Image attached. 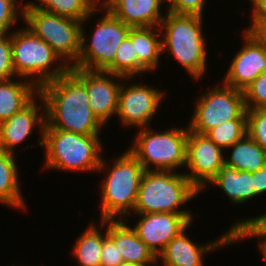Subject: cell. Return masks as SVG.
<instances>
[{
    "label": "cell",
    "mask_w": 266,
    "mask_h": 266,
    "mask_svg": "<svg viewBox=\"0 0 266 266\" xmlns=\"http://www.w3.org/2000/svg\"><path fill=\"white\" fill-rule=\"evenodd\" d=\"M20 3L18 0H0V35L12 32L17 20L22 19L23 22L24 13Z\"/></svg>",
    "instance_id": "31"
},
{
    "label": "cell",
    "mask_w": 266,
    "mask_h": 266,
    "mask_svg": "<svg viewBox=\"0 0 266 266\" xmlns=\"http://www.w3.org/2000/svg\"><path fill=\"white\" fill-rule=\"evenodd\" d=\"M166 0H111L105 8L130 27H160Z\"/></svg>",
    "instance_id": "18"
},
{
    "label": "cell",
    "mask_w": 266,
    "mask_h": 266,
    "mask_svg": "<svg viewBox=\"0 0 266 266\" xmlns=\"http://www.w3.org/2000/svg\"><path fill=\"white\" fill-rule=\"evenodd\" d=\"M35 1V0H34ZM37 2H33L30 0V2H22V10H34V9H43L50 0H36ZM39 3V4H38Z\"/></svg>",
    "instance_id": "40"
},
{
    "label": "cell",
    "mask_w": 266,
    "mask_h": 266,
    "mask_svg": "<svg viewBox=\"0 0 266 266\" xmlns=\"http://www.w3.org/2000/svg\"><path fill=\"white\" fill-rule=\"evenodd\" d=\"M138 221L132 229L158 255L168 243L193 223V214L149 213L135 214Z\"/></svg>",
    "instance_id": "16"
},
{
    "label": "cell",
    "mask_w": 266,
    "mask_h": 266,
    "mask_svg": "<svg viewBox=\"0 0 266 266\" xmlns=\"http://www.w3.org/2000/svg\"><path fill=\"white\" fill-rule=\"evenodd\" d=\"M16 79L0 81V123L24 108L39 93L32 81L21 77Z\"/></svg>",
    "instance_id": "22"
},
{
    "label": "cell",
    "mask_w": 266,
    "mask_h": 266,
    "mask_svg": "<svg viewBox=\"0 0 266 266\" xmlns=\"http://www.w3.org/2000/svg\"><path fill=\"white\" fill-rule=\"evenodd\" d=\"M46 105L44 129L100 135L105 127L89 105L85 84L69 69L39 88Z\"/></svg>",
    "instance_id": "1"
},
{
    "label": "cell",
    "mask_w": 266,
    "mask_h": 266,
    "mask_svg": "<svg viewBox=\"0 0 266 266\" xmlns=\"http://www.w3.org/2000/svg\"><path fill=\"white\" fill-rule=\"evenodd\" d=\"M132 44L138 56V76L159 68L163 54L160 27H132Z\"/></svg>",
    "instance_id": "20"
},
{
    "label": "cell",
    "mask_w": 266,
    "mask_h": 266,
    "mask_svg": "<svg viewBox=\"0 0 266 266\" xmlns=\"http://www.w3.org/2000/svg\"><path fill=\"white\" fill-rule=\"evenodd\" d=\"M118 266H140V265L132 264V263H128V262H122Z\"/></svg>",
    "instance_id": "43"
},
{
    "label": "cell",
    "mask_w": 266,
    "mask_h": 266,
    "mask_svg": "<svg viewBox=\"0 0 266 266\" xmlns=\"http://www.w3.org/2000/svg\"><path fill=\"white\" fill-rule=\"evenodd\" d=\"M253 183L256 192V198L266 193V168H261L253 172Z\"/></svg>",
    "instance_id": "37"
},
{
    "label": "cell",
    "mask_w": 266,
    "mask_h": 266,
    "mask_svg": "<svg viewBox=\"0 0 266 266\" xmlns=\"http://www.w3.org/2000/svg\"><path fill=\"white\" fill-rule=\"evenodd\" d=\"M23 22L45 41L69 67H74L80 54L82 21L53 14L44 9L23 10Z\"/></svg>",
    "instance_id": "9"
},
{
    "label": "cell",
    "mask_w": 266,
    "mask_h": 266,
    "mask_svg": "<svg viewBox=\"0 0 266 266\" xmlns=\"http://www.w3.org/2000/svg\"><path fill=\"white\" fill-rule=\"evenodd\" d=\"M96 7H105L111 0H90Z\"/></svg>",
    "instance_id": "41"
},
{
    "label": "cell",
    "mask_w": 266,
    "mask_h": 266,
    "mask_svg": "<svg viewBox=\"0 0 266 266\" xmlns=\"http://www.w3.org/2000/svg\"><path fill=\"white\" fill-rule=\"evenodd\" d=\"M128 223V219L107 220V236L116 245L124 262L140 266L152 262L157 256Z\"/></svg>",
    "instance_id": "19"
},
{
    "label": "cell",
    "mask_w": 266,
    "mask_h": 266,
    "mask_svg": "<svg viewBox=\"0 0 266 266\" xmlns=\"http://www.w3.org/2000/svg\"><path fill=\"white\" fill-rule=\"evenodd\" d=\"M43 169L97 173L103 156L100 135H83L59 129H44Z\"/></svg>",
    "instance_id": "4"
},
{
    "label": "cell",
    "mask_w": 266,
    "mask_h": 266,
    "mask_svg": "<svg viewBox=\"0 0 266 266\" xmlns=\"http://www.w3.org/2000/svg\"><path fill=\"white\" fill-rule=\"evenodd\" d=\"M17 154L0 149V203L15 210L26 211L21 185L19 186Z\"/></svg>",
    "instance_id": "23"
},
{
    "label": "cell",
    "mask_w": 266,
    "mask_h": 266,
    "mask_svg": "<svg viewBox=\"0 0 266 266\" xmlns=\"http://www.w3.org/2000/svg\"><path fill=\"white\" fill-rule=\"evenodd\" d=\"M198 96L194 104L189 129L205 134L209 129L232 119H247L243 91L225 85L222 81Z\"/></svg>",
    "instance_id": "10"
},
{
    "label": "cell",
    "mask_w": 266,
    "mask_h": 266,
    "mask_svg": "<svg viewBox=\"0 0 266 266\" xmlns=\"http://www.w3.org/2000/svg\"><path fill=\"white\" fill-rule=\"evenodd\" d=\"M247 134V119H232L209 129L205 135L223 151ZM227 148V149H226Z\"/></svg>",
    "instance_id": "27"
},
{
    "label": "cell",
    "mask_w": 266,
    "mask_h": 266,
    "mask_svg": "<svg viewBox=\"0 0 266 266\" xmlns=\"http://www.w3.org/2000/svg\"><path fill=\"white\" fill-rule=\"evenodd\" d=\"M247 134L266 151V109H246Z\"/></svg>",
    "instance_id": "30"
},
{
    "label": "cell",
    "mask_w": 266,
    "mask_h": 266,
    "mask_svg": "<svg viewBox=\"0 0 266 266\" xmlns=\"http://www.w3.org/2000/svg\"><path fill=\"white\" fill-rule=\"evenodd\" d=\"M221 188L225 196L236 205H243L255 199L256 192L253 183V172L238 171L225 165L217 175L208 183Z\"/></svg>",
    "instance_id": "21"
},
{
    "label": "cell",
    "mask_w": 266,
    "mask_h": 266,
    "mask_svg": "<svg viewBox=\"0 0 266 266\" xmlns=\"http://www.w3.org/2000/svg\"><path fill=\"white\" fill-rule=\"evenodd\" d=\"M249 239V238H256L257 239V243H258V247H259V250L261 251L260 253H262L261 255L264 256L265 258V261H266V238H262V237H233V245L242 240H245V239Z\"/></svg>",
    "instance_id": "39"
},
{
    "label": "cell",
    "mask_w": 266,
    "mask_h": 266,
    "mask_svg": "<svg viewBox=\"0 0 266 266\" xmlns=\"http://www.w3.org/2000/svg\"><path fill=\"white\" fill-rule=\"evenodd\" d=\"M122 77L138 76V56L135 54L134 45L132 44V27L129 35L121 42L116 50L114 62L105 70Z\"/></svg>",
    "instance_id": "26"
},
{
    "label": "cell",
    "mask_w": 266,
    "mask_h": 266,
    "mask_svg": "<svg viewBox=\"0 0 266 266\" xmlns=\"http://www.w3.org/2000/svg\"><path fill=\"white\" fill-rule=\"evenodd\" d=\"M112 163L110 166L108 161L102 158L97 170V173L108 171L104 173L106 175L100 185L99 220H124L133 213L140 182L145 172L141 163L128 149L117 156Z\"/></svg>",
    "instance_id": "3"
},
{
    "label": "cell",
    "mask_w": 266,
    "mask_h": 266,
    "mask_svg": "<svg viewBox=\"0 0 266 266\" xmlns=\"http://www.w3.org/2000/svg\"><path fill=\"white\" fill-rule=\"evenodd\" d=\"M230 149V156L228 153L224 157L226 167L252 173L266 165V151L248 134L230 146L228 150Z\"/></svg>",
    "instance_id": "24"
},
{
    "label": "cell",
    "mask_w": 266,
    "mask_h": 266,
    "mask_svg": "<svg viewBox=\"0 0 266 266\" xmlns=\"http://www.w3.org/2000/svg\"><path fill=\"white\" fill-rule=\"evenodd\" d=\"M243 93L246 109H266V71L262 72Z\"/></svg>",
    "instance_id": "32"
},
{
    "label": "cell",
    "mask_w": 266,
    "mask_h": 266,
    "mask_svg": "<svg viewBox=\"0 0 266 266\" xmlns=\"http://www.w3.org/2000/svg\"><path fill=\"white\" fill-rule=\"evenodd\" d=\"M202 22V16L166 11L160 24L162 53H170L195 81L202 80L208 70V49Z\"/></svg>",
    "instance_id": "2"
},
{
    "label": "cell",
    "mask_w": 266,
    "mask_h": 266,
    "mask_svg": "<svg viewBox=\"0 0 266 266\" xmlns=\"http://www.w3.org/2000/svg\"><path fill=\"white\" fill-rule=\"evenodd\" d=\"M11 44L16 77L28 79L38 88L70 69L45 41L26 26L11 32Z\"/></svg>",
    "instance_id": "7"
},
{
    "label": "cell",
    "mask_w": 266,
    "mask_h": 266,
    "mask_svg": "<svg viewBox=\"0 0 266 266\" xmlns=\"http://www.w3.org/2000/svg\"><path fill=\"white\" fill-rule=\"evenodd\" d=\"M45 124L46 105L44 98L38 93L24 108L0 123V149L16 154V147L19 148L21 143L32 136L36 126L40 128L39 145L43 149Z\"/></svg>",
    "instance_id": "14"
},
{
    "label": "cell",
    "mask_w": 266,
    "mask_h": 266,
    "mask_svg": "<svg viewBox=\"0 0 266 266\" xmlns=\"http://www.w3.org/2000/svg\"><path fill=\"white\" fill-rule=\"evenodd\" d=\"M130 79L131 77H124L121 83L116 116H119L120 123L126 128L150 127L151 121L163 103L166 92L160 91V88L155 86H149L147 83L143 85V82H133L126 86L124 81Z\"/></svg>",
    "instance_id": "11"
},
{
    "label": "cell",
    "mask_w": 266,
    "mask_h": 266,
    "mask_svg": "<svg viewBox=\"0 0 266 266\" xmlns=\"http://www.w3.org/2000/svg\"><path fill=\"white\" fill-rule=\"evenodd\" d=\"M99 9V10H98ZM103 10V16L94 23L96 26L90 36L85 31L88 20L92 19V15L96 11ZM87 21V23H86ZM85 25V26H83ZM131 27L119 20L105 7H96L88 18L82 22L80 54L78 62L74 67L105 71L113 62L116 55V50L121 42L129 35ZM86 32V33H85Z\"/></svg>",
    "instance_id": "8"
},
{
    "label": "cell",
    "mask_w": 266,
    "mask_h": 266,
    "mask_svg": "<svg viewBox=\"0 0 266 266\" xmlns=\"http://www.w3.org/2000/svg\"><path fill=\"white\" fill-rule=\"evenodd\" d=\"M151 127L139 128L128 148L130 153L145 171L178 172L183 166L185 168L189 126L171 127L166 131Z\"/></svg>",
    "instance_id": "6"
},
{
    "label": "cell",
    "mask_w": 266,
    "mask_h": 266,
    "mask_svg": "<svg viewBox=\"0 0 266 266\" xmlns=\"http://www.w3.org/2000/svg\"><path fill=\"white\" fill-rule=\"evenodd\" d=\"M99 224L91 221L75 241L71 252L77 261L78 265L76 266H100L104 220H100Z\"/></svg>",
    "instance_id": "25"
},
{
    "label": "cell",
    "mask_w": 266,
    "mask_h": 266,
    "mask_svg": "<svg viewBox=\"0 0 266 266\" xmlns=\"http://www.w3.org/2000/svg\"><path fill=\"white\" fill-rule=\"evenodd\" d=\"M244 30L253 33L266 48V24H249Z\"/></svg>",
    "instance_id": "38"
},
{
    "label": "cell",
    "mask_w": 266,
    "mask_h": 266,
    "mask_svg": "<svg viewBox=\"0 0 266 266\" xmlns=\"http://www.w3.org/2000/svg\"><path fill=\"white\" fill-rule=\"evenodd\" d=\"M15 76L10 32L0 35V81L17 78Z\"/></svg>",
    "instance_id": "33"
},
{
    "label": "cell",
    "mask_w": 266,
    "mask_h": 266,
    "mask_svg": "<svg viewBox=\"0 0 266 266\" xmlns=\"http://www.w3.org/2000/svg\"><path fill=\"white\" fill-rule=\"evenodd\" d=\"M251 22L250 24H266V0H250Z\"/></svg>",
    "instance_id": "36"
},
{
    "label": "cell",
    "mask_w": 266,
    "mask_h": 266,
    "mask_svg": "<svg viewBox=\"0 0 266 266\" xmlns=\"http://www.w3.org/2000/svg\"><path fill=\"white\" fill-rule=\"evenodd\" d=\"M95 8L90 0H50L43 9L84 22Z\"/></svg>",
    "instance_id": "28"
},
{
    "label": "cell",
    "mask_w": 266,
    "mask_h": 266,
    "mask_svg": "<svg viewBox=\"0 0 266 266\" xmlns=\"http://www.w3.org/2000/svg\"><path fill=\"white\" fill-rule=\"evenodd\" d=\"M158 261H160V263L162 264V265H158L157 263H158ZM142 266H165L164 264H163V262L158 258V257H156L152 262H149V263H147V264H144V265H142Z\"/></svg>",
    "instance_id": "42"
},
{
    "label": "cell",
    "mask_w": 266,
    "mask_h": 266,
    "mask_svg": "<svg viewBox=\"0 0 266 266\" xmlns=\"http://www.w3.org/2000/svg\"><path fill=\"white\" fill-rule=\"evenodd\" d=\"M192 224L174 237L158 255L165 266H204L203 260L208 253L211 254L218 248L233 244V233L229 229L221 235V238L210 240L204 245L194 242L186 233Z\"/></svg>",
    "instance_id": "17"
},
{
    "label": "cell",
    "mask_w": 266,
    "mask_h": 266,
    "mask_svg": "<svg viewBox=\"0 0 266 266\" xmlns=\"http://www.w3.org/2000/svg\"><path fill=\"white\" fill-rule=\"evenodd\" d=\"M124 262L114 242L107 236V220H104L103 247L100 266H118Z\"/></svg>",
    "instance_id": "35"
},
{
    "label": "cell",
    "mask_w": 266,
    "mask_h": 266,
    "mask_svg": "<svg viewBox=\"0 0 266 266\" xmlns=\"http://www.w3.org/2000/svg\"><path fill=\"white\" fill-rule=\"evenodd\" d=\"M200 193L182 171H145L133 214H192L182 207Z\"/></svg>",
    "instance_id": "5"
},
{
    "label": "cell",
    "mask_w": 266,
    "mask_h": 266,
    "mask_svg": "<svg viewBox=\"0 0 266 266\" xmlns=\"http://www.w3.org/2000/svg\"><path fill=\"white\" fill-rule=\"evenodd\" d=\"M208 0H166V11L179 15L202 16Z\"/></svg>",
    "instance_id": "34"
},
{
    "label": "cell",
    "mask_w": 266,
    "mask_h": 266,
    "mask_svg": "<svg viewBox=\"0 0 266 266\" xmlns=\"http://www.w3.org/2000/svg\"><path fill=\"white\" fill-rule=\"evenodd\" d=\"M70 70L85 84L91 110L106 126L111 117L117 114L119 91L124 77L78 67H71Z\"/></svg>",
    "instance_id": "13"
},
{
    "label": "cell",
    "mask_w": 266,
    "mask_h": 266,
    "mask_svg": "<svg viewBox=\"0 0 266 266\" xmlns=\"http://www.w3.org/2000/svg\"><path fill=\"white\" fill-rule=\"evenodd\" d=\"M205 134L189 129L186 143L187 168L184 173L201 192L225 165V153ZM224 153V154H223Z\"/></svg>",
    "instance_id": "12"
},
{
    "label": "cell",
    "mask_w": 266,
    "mask_h": 266,
    "mask_svg": "<svg viewBox=\"0 0 266 266\" xmlns=\"http://www.w3.org/2000/svg\"><path fill=\"white\" fill-rule=\"evenodd\" d=\"M229 230L233 233V237L266 238V212L256 217L237 219L229 227Z\"/></svg>",
    "instance_id": "29"
},
{
    "label": "cell",
    "mask_w": 266,
    "mask_h": 266,
    "mask_svg": "<svg viewBox=\"0 0 266 266\" xmlns=\"http://www.w3.org/2000/svg\"><path fill=\"white\" fill-rule=\"evenodd\" d=\"M243 46L235 53L223 83L244 91L262 72L266 71V48L253 33L242 30Z\"/></svg>",
    "instance_id": "15"
}]
</instances>
